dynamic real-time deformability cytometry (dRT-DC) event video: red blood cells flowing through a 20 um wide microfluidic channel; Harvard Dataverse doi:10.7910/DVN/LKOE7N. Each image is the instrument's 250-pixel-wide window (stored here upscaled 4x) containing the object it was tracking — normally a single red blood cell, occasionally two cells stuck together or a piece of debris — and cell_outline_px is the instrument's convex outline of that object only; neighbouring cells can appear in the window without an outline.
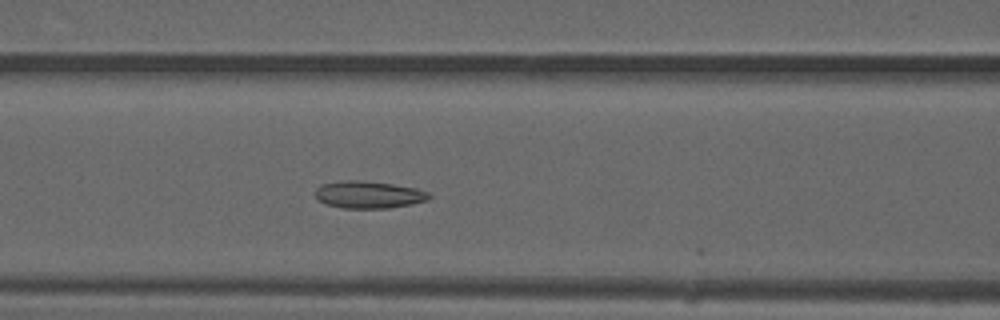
{"species": "common noctule bat (a hibernating species)", "species_latin": "Nyctalus noctula", "temperature_condition": "warm", "stored_images_in_passage": 15, "camera_frame_rate_fps": 3000, "um_per_image_px": 0.085, "animal": {"sex": "male", "forearm_length_mm": 52.5}, "frame": {"image": 1, "passage_image": 12, "time_ms": 3.667, "image_size_px": [1000, 320], "cell_outline_px": [[432, 196], [428, 200], [412, 204], [388, 208], [344, 208], [328, 204], [320, 200], [316, 196], [316, 188], [320, 184], [348, 180], [360, 180], [392, 184], [416, 188], [428, 192]], "centroid_in_image_um": [31.37, 16.54], "position_along_channel_um": 135.2, "area_um2": 17.92}}